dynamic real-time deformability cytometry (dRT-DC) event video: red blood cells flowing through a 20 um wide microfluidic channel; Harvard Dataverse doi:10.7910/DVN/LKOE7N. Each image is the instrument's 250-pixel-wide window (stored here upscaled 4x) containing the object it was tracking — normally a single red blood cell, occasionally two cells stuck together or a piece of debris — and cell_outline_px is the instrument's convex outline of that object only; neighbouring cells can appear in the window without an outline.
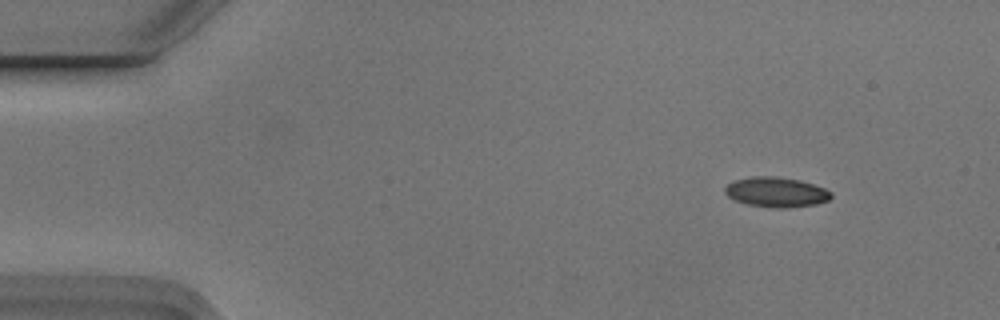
{"species": "Egyptian fruit bat (a non-hibernating species)", "species_latin": "Rousettus aegyptiacus", "temperature_condition": "cold", "stored_images_in_passage": 4, "camera_frame_rate_fps": 3000, "um_per_image_px": 0.085, "animal": {"sex": "male"}, "frame": {"image": 1, "passage_image": 1, "time_ms": 0.0, "image_size_px": [1000, 320], "cell_outline_px": [[832, 196], [828, 200], [816, 204], [788, 208], [772, 208], [748, 204], [736, 200], [728, 196], [724, 192], [724, 188], [732, 180], [752, 176], [776, 176], [800, 180], [824, 188], [832, 192]], "centroid_in_image_um": [65.97, 16.32], "position_along_channel_um": 19.0, "area_um2": 18.61}}
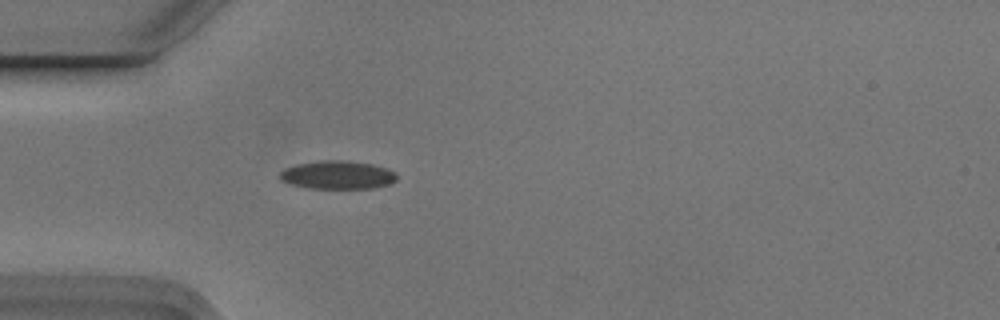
{"frame": {"image": 2, "passage_image": 4, "time_ms": 1.0, "image_size_px": [1000, 320], "cell_outline_px": [[396, 180], [392, 184], [372, 188], [308, 188], [292, 184], [280, 180], [280, 172], [284, 168], [296, 164], [324, 160], [344, 160], [372, 164], [388, 168], [396, 172]], "centroid_in_image_um": [28.72, 14.86], "position_along_channel_um": 56.3, "area_um2": 19.36}}